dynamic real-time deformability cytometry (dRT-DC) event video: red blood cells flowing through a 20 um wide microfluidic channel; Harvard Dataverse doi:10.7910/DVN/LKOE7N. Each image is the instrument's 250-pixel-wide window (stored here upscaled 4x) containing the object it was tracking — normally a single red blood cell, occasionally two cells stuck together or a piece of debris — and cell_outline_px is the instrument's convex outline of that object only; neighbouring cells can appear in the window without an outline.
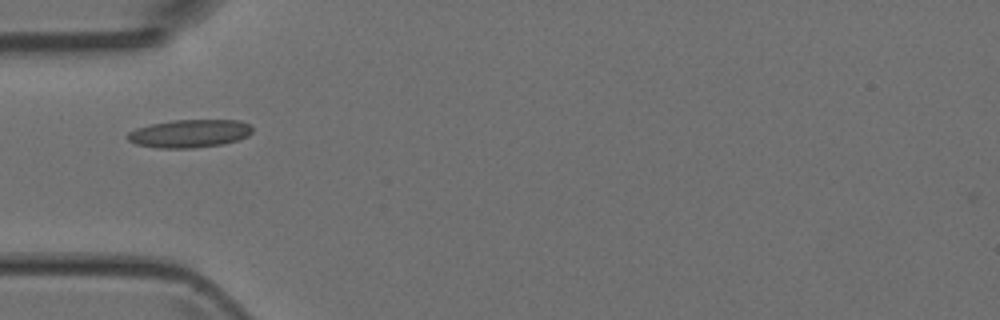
{"species": "Egyptian fruit bat (a non-hibernating species)", "species_latin": "Rousettus aegyptiacus", "temperature_condition": "room temperature", "stored_images_in_passage": 4, "camera_frame_rate_fps": 3000, "um_per_image_px": 0.085, "animal": {"sex": "female"}, "frame": {"image": 1, "passage_image": 2, "time_ms": 1.333, "image_size_px": [1000, 320], "cell_outline_px": [[252, 132], [248, 136], [224, 144], [192, 148], [156, 148], [136, 144], [128, 140], [128, 132], [136, 128], [148, 124], [172, 120], [240, 120], [248, 124], [252, 128]], "centroid_in_image_um": [16.09, 11.34], "position_along_channel_um": 68.9, "area_um2": 20.46}}
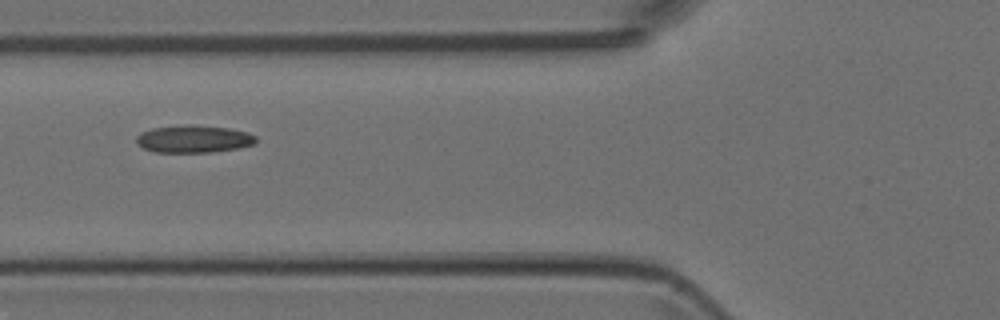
{"frame": {"image": 2, "passage_image": 3, "time_ms": 2.333, "image_size_px": [1000, 320], "cell_outline_px": [[256, 140], [252, 144], [236, 148], [212, 152], [156, 152], [144, 148], [136, 144], [136, 136], [140, 132], [152, 128], [184, 124], [188, 124], [228, 128], [248, 132], [256, 136]], "centroid_in_image_um": [16.41, 11.8], "position_along_channel_um": 109.4, "area_um2": 19.13}}
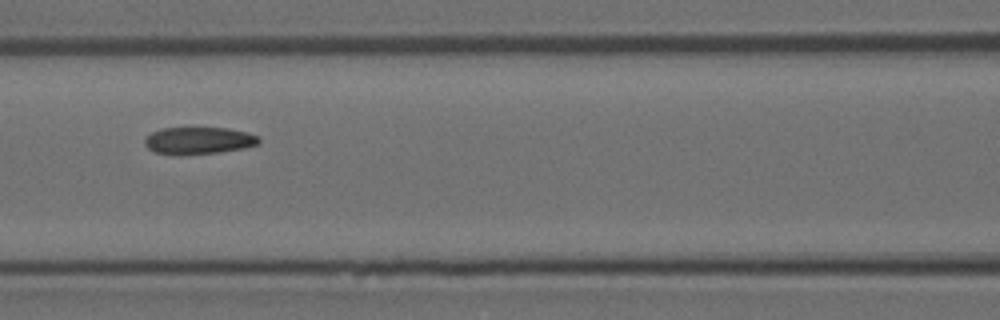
{"frame": {"image": 3, "passage_image": 4, "time_ms": 3.333, "image_size_px": [1000, 320], "cell_outline_px": [[260, 144], [244, 148], [220, 152], [156, 152], [148, 148], [144, 144], [144, 140], [152, 132], [160, 128], [228, 128], [248, 132], [260, 136]], "centroid_in_image_um": [16.98, 11.9], "position_along_channel_um": 149.6, "area_um2": 17.4}}